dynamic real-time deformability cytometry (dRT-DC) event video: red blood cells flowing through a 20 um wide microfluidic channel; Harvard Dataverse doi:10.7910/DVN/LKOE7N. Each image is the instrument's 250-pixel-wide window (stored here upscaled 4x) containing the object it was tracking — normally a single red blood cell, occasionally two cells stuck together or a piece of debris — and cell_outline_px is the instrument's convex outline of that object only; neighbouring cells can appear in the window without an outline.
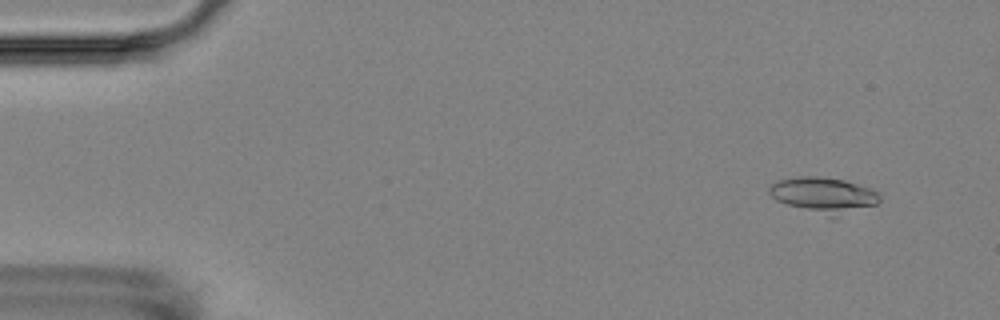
{"species": "Egyptian fruit bat (a non-hibernating species)", "species_latin": "Rousettus aegyptiacus", "temperature_condition": "room temperature", "stored_images_in_passage": 7, "segment_of_instrument_passage": [1, 2], "camera_frame_rate_fps": 3000, "um_per_image_px": 0.085, "animal": {"sex": "female"}, "frame": {"image": 1, "passage_image": 2, "time_ms": 1.333, "image_size_px": [1000, 320], "cell_outline_px": [[880, 200], [876, 204], [832, 220], [776, 200], [768, 192], [768, 188], [776, 180], [796, 176], [820, 176], [844, 180], [868, 188], [876, 192], [880, 196]], "centroid_in_image_um": [69.99, 16.61], "position_along_channel_um": 15.0, "area_um2": 23.29}}